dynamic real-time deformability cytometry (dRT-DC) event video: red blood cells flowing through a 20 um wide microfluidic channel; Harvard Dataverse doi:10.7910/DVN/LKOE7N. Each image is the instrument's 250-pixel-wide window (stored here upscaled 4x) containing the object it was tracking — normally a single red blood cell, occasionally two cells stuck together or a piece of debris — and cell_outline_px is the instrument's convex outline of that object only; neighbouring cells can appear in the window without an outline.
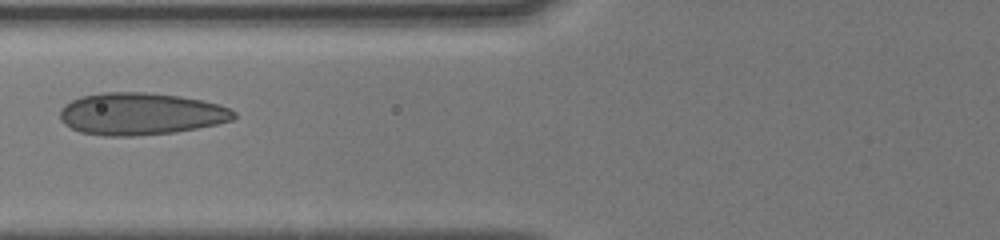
{"species": "human", "species_latin": "Homo sapiens", "temperature_condition": "cold", "stored_images_in_passage": 14, "camera_frame_rate_fps": 3000, "um_per_image_px": 0.085, "donor": {"sex": "male"}, "frame": {"image": 1, "passage_image": 10, "time_ms": 6.333, "image_size_px": [1000, 240], "cell_outline_px": [[236, 116], [232, 120], [216, 124], [176, 132], [132, 136], [104, 136], [80, 132], [64, 124], [60, 120], [60, 108], [64, 104], [80, 96], [104, 92], [144, 92], [180, 96], [220, 104], [232, 108], [236, 112]], "centroid_in_image_um": [11.95, 9.67], "position_along_channel_um": 113.9, "area_um2": 42.95}}
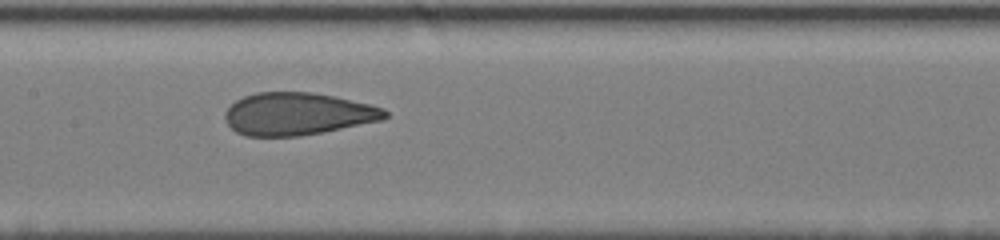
{"frame": {"image": 2, "passage_image": 12, "time_ms": 8.0, "image_size_px": [1000, 240], "cell_outline_px": [[388, 116], [384, 120], [324, 132], [300, 136], [244, 136], [236, 132], [228, 124], [224, 116], [224, 112], [236, 100], [244, 96], [256, 92], [312, 92], [332, 96], [368, 104], [384, 108], [388, 112]], "centroid_in_image_um": [25.3, 9.69], "position_along_channel_um": 182.1, "area_um2": 39.65}}
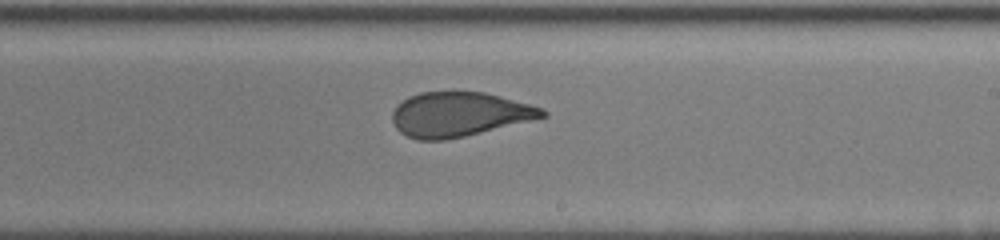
{"frame": {"image": 3, "passage_image": 14, "time_ms": 9.667, "image_size_px": [1000, 240], "cell_outline_px": [[548, 116], [532, 120], [464, 136], [444, 140], [416, 140], [400, 132], [396, 128], [392, 120], [392, 112], [396, 104], [408, 96], [420, 92], [484, 92], [500, 96], [544, 108], [548, 112]], "centroid_in_image_um": [39.01, 9.71], "position_along_channel_um": 250.0, "area_um2": 38.9}}